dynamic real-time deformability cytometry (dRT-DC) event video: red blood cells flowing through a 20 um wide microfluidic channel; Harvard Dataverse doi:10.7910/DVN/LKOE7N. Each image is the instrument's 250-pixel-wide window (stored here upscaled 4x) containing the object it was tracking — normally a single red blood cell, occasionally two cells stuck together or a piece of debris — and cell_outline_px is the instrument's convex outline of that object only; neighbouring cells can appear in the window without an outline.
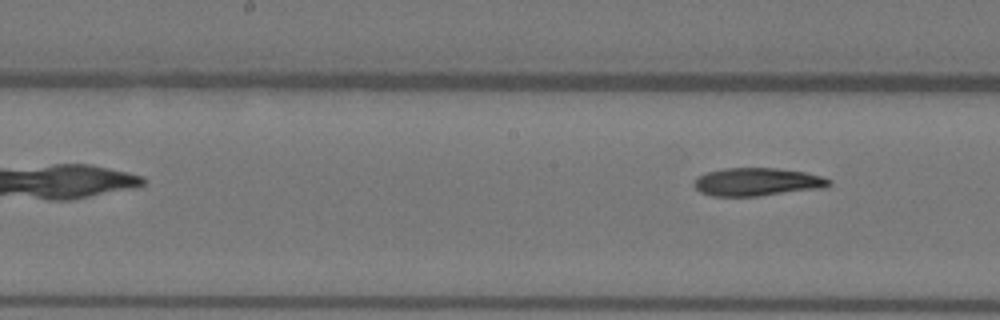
{"species": "Egyptian fruit bat (a non-hibernating species)", "species_latin": "Rousettus aegyptiacus", "temperature_condition": "warm", "stored_images_in_passage": 6, "camera_frame_rate_fps": 3000, "um_per_image_px": 0.085, "animal": {"sex": "female"}, "frame": {"image": 1, "passage_image": 6, "time_ms": 1.667, "image_size_px": [1000, 320], "cell_outline_px": [[832, 184], [824, 188], [756, 196], [712, 196], [700, 192], [692, 184], [696, 176], [708, 172], [724, 168], [776, 168], [804, 172], [820, 176], [832, 180]], "centroid_in_image_um": [64.34, 15.46], "position_along_channel_um": 183.9, "area_um2": 22.08}}